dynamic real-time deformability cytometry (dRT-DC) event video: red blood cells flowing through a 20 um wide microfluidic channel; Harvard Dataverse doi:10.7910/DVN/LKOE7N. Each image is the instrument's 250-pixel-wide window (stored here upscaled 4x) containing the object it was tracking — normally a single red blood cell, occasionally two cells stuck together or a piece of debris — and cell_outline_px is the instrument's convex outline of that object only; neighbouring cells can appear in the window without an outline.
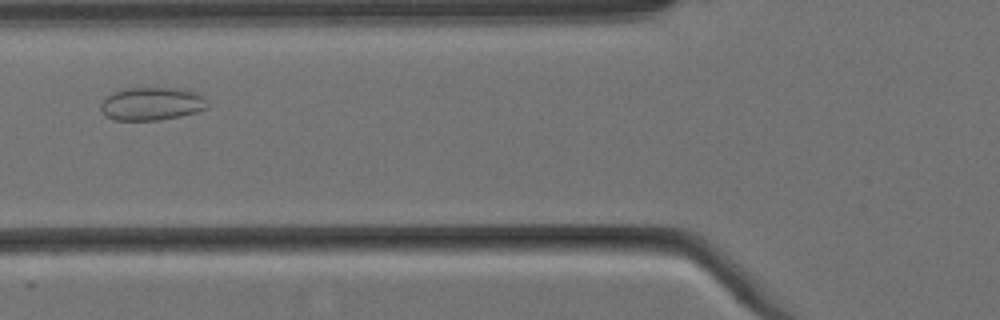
{"species": "Egyptian fruit bat (a non-hibernating species)", "species_latin": "Rousettus aegyptiacus", "temperature_condition": "cold", "stored_images_in_passage": 4, "camera_frame_rate_fps": 3000, "um_per_image_px": 0.085, "animal": {"sex": "female"}, "frame": {"image": 1, "passage_image": 2, "time_ms": 0.333, "image_size_px": [1000, 320], "cell_outline_px": [[208, 108], [196, 112], [180, 116], [160, 120], [112, 120], [100, 108], [100, 104], [108, 96], [124, 88], [184, 88], [196, 92], [204, 96]], "centroid_in_image_um": [12.94, 8.82], "position_along_channel_um": 112.9, "area_um2": 20.52}}
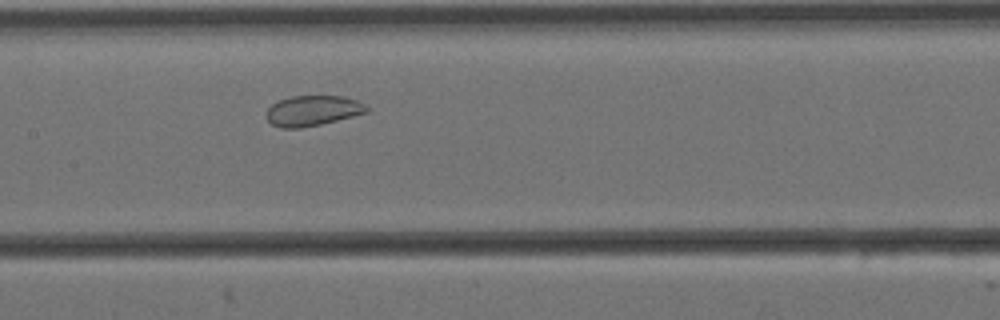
{"frame": {"image": 2, "passage_image": 4, "time_ms": 1.0, "image_size_px": [1000, 320], "cell_outline_px": [[368, 112], [320, 124], [300, 128], [280, 128], [272, 124], [268, 120], [268, 108], [272, 104], [280, 100], [292, 96], [344, 96], [356, 100], [364, 104], [368, 108]], "centroid_in_image_um": [26.58, 9.4], "position_along_channel_um": 180.8, "area_um2": 17.46}}